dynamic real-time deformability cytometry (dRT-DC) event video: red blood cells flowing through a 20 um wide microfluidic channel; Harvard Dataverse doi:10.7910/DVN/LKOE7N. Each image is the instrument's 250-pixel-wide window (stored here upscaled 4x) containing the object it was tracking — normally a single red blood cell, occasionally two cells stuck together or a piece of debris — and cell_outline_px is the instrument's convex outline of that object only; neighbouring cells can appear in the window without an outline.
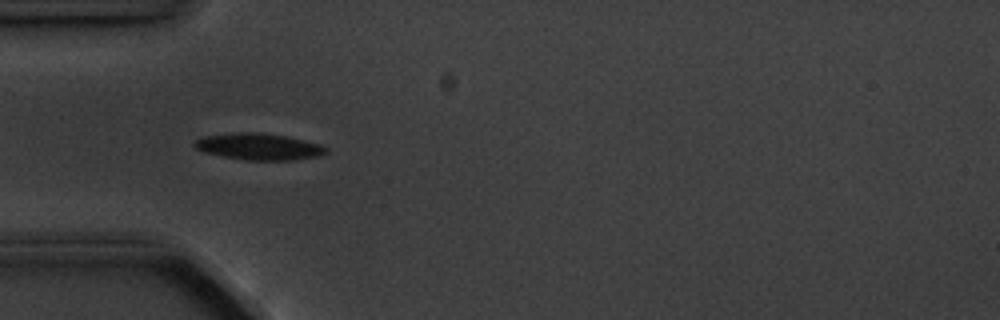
{"species": "common noctule bat (a hibernating species)", "species_latin": "Nyctalus noctula", "temperature_condition": "cold", "stored_images_in_passage": 8, "camera_frame_rate_fps": 3000, "um_per_image_px": 0.085, "animal": {"sex": "male", "body_mass_g": 20.1, "forearm_length_mm": 53.5}, "frame": {"image": 1, "passage_image": 5, "time_ms": 4.333, "image_size_px": [1000, 320], "cell_outline_px": [[328, 152], [320, 156], [292, 160], [244, 160], [204, 152], [196, 148], [192, 144], [196, 140], [204, 136], [240, 132], [260, 132], [284, 136], [320, 144], [328, 148]], "centroid_in_image_um": [22.02, 12.47], "position_along_channel_um": 63.0, "area_um2": 20.23}}
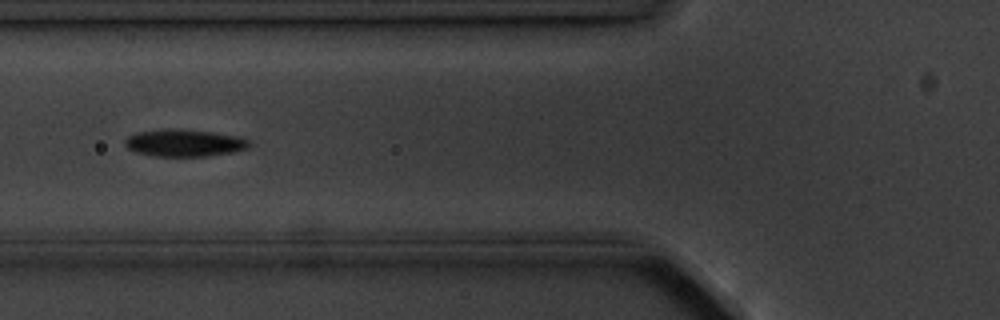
{"frame": {"image": 2, "passage_image": 6, "time_ms": 5.667, "image_size_px": [1000, 320], "cell_outline_px": [[252, 144], [248, 148], [232, 152], [208, 156], [152, 156], [136, 152], [128, 148], [124, 144], [124, 140], [128, 136], [136, 132], [160, 128], [176, 128], [212, 132], [236, 136], [248, 140]], "centroid_in_image_um": [15.62, 12.14], "position_along_channel_um": 110.2, "area_um2": 19.88}}